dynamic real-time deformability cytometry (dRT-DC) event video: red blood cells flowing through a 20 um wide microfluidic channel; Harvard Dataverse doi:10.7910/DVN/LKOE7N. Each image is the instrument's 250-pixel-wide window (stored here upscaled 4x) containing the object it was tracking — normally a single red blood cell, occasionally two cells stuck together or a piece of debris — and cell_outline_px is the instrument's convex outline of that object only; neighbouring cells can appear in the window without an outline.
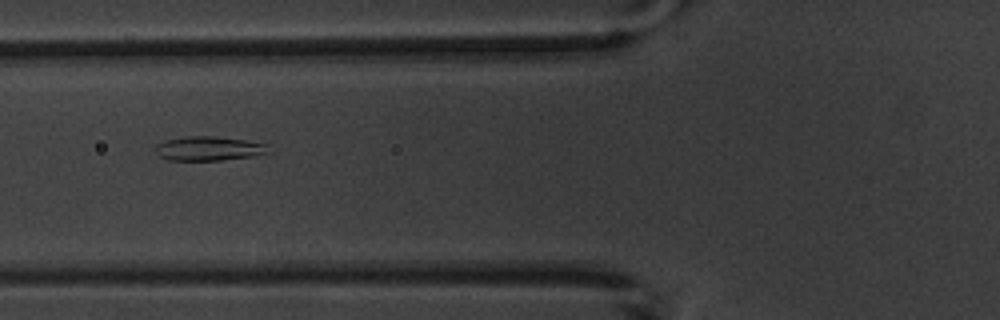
{"species": "common noctule bat (a hibernating species)", "species_latin": "Nyctalus noctula", "temperature_condition": "warm", "stored_images_in_passage": 10, "camera_frame_rate_fps": 3000, "um_per_image_px": 0.085, "animal": {"sex": "male", "body_mass_g": 20.1, "forearm_length_mm": 53.5}, "frame": {"image": 1, "passage_image": 5, "time_ms": 4.667, "image_size_px": [1000, 320], "cell_outline_px": [[272, 152], [252, 156], [220, 160], [168, 160], [160, 156], [152, 148], [156, 144], [164, 140], [184, 136], [216, 136], [244, 140], [268, 144]], "centroid_in_image_um": [17.73, 12.61], "position_along_channel_um": 108.1, "area_um2": 16.18}}
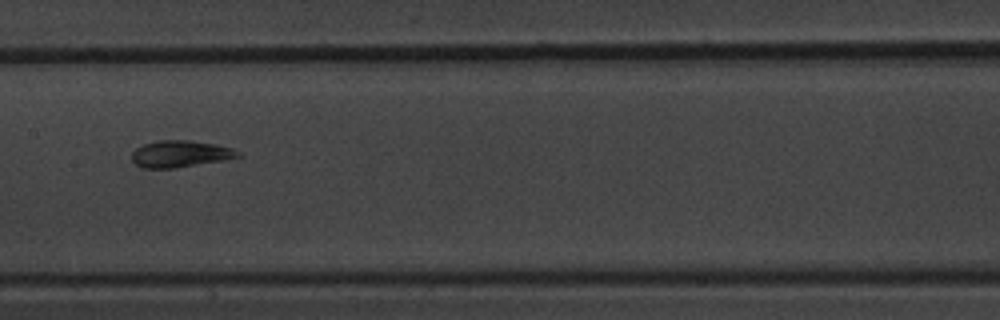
{"frame": {"image": 2, "passage_image": 7, "time_ms": 7.0, "image_size_px": [1000, 320], "cell_outline_px": [[244, 156], [228, 160], [176, 168], [140, 168], [132, 160], [132, 152], [136, 148], [144, 144], [160, 140], [188, 140], [216, 144], [232, 148], [240, 152]], "centroid_in_image_um": [15.38, 13.09], "position_along_channel_um": 192.0, "area_um2": 16.82}}
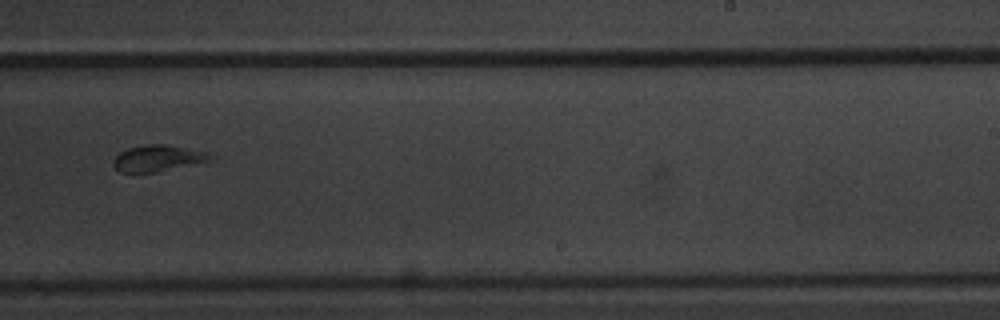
{"frame": {"image": 3, "passage_image": 9, "time_ms": 9.333, "image_size_px": [1000, 320], "cell_outline_px": [[216, 156], [208, 160], [160, 172], [120, 172], [112, 164], [112, 160], [120, 152], [128, 148], [148, 144], [168, 144], [208, 152]], "centroid_in_image_um": [13.41, 13.44], "position_along_channel_um": 275.6, "area_um2": 14.85}}